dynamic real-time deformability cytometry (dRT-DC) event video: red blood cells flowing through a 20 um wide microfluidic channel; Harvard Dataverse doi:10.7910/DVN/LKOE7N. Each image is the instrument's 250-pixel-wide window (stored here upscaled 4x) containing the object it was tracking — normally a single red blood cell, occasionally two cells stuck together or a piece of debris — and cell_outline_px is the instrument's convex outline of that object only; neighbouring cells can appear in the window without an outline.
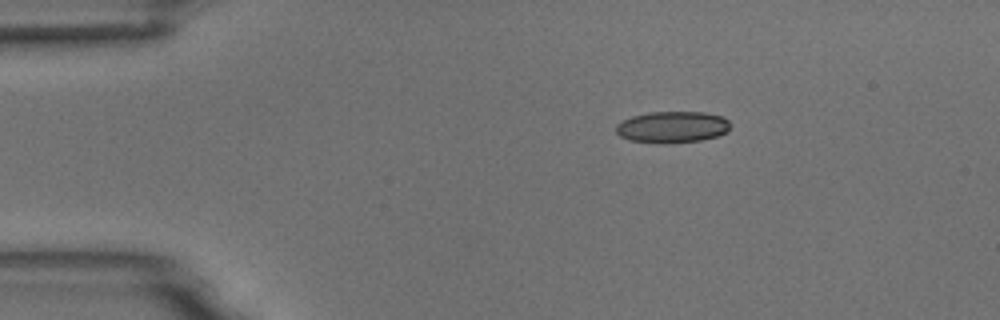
{"species": "common noctule bat (a hibernating species)", "species_latin": "Nyctalus noctula", "temperature_condition": "room temperature", "stored_images_in_passage": 4, "segment_of_instrument_passage": [1, 2], "camera_frame_rate_fps": 3000, "um_per_image_px": 0.085, "animal": {"sex": "male", "body_mass_g": 18.8}, "frame": {"image": 1, "passage_image": 1, "time_ms": 0.0, "image_size_px": [1000, 320], "cell_outline_px": [[732, 124], [728, 132], [716, 136], [700, 140], [660, 144], [632, 140], [620, 136], [616, 132], [616, 124], [632, 116], [648, 112], [704, 112], [724, 116]], "centroid_in_image_um": [57.18, 10.79], "position_along_channel_um": 27.8, "area_um2": 21.1}}
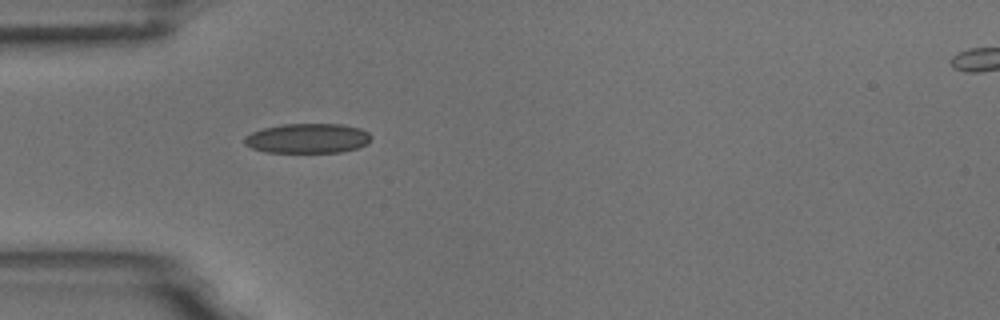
{"frame": {"image": 2, "passage_image": 3, "time_ms": 0.667, "image_size_px": [1000, 320], "cell_outline_px": [[372, 136], [368, 144], [360, 148], [340, 152], [264, 152], [252, 148], [244, 144], [244, 136], [252, 132], [264, 128], [280, 124], [344, 124], [360, 128], [368, 132]], "centroid_in_image_um": [26.17, 11.76], "position_along_channel_um": 58.8, "area_um2": 22.2}}